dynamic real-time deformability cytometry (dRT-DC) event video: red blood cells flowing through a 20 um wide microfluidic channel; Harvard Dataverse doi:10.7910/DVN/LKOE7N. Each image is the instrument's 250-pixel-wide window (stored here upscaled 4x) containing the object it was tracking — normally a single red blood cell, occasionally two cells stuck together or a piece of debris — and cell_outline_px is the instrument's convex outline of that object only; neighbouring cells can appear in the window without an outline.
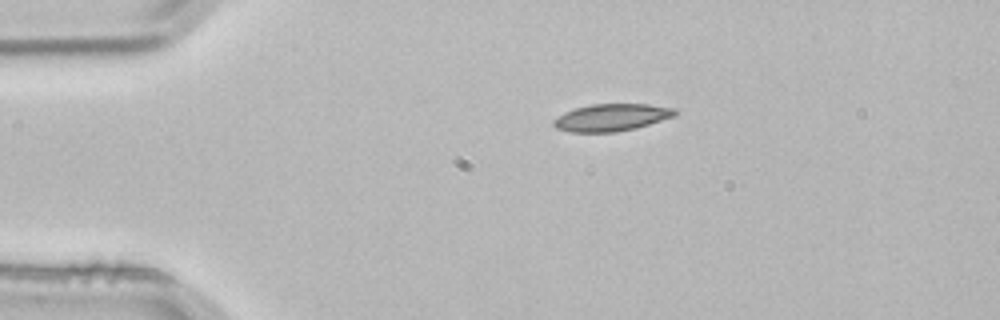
{"species": "common noctule bat (a hibernating species)", "species_latin": "Nyctalus noctula", "temperature_condition": "room temperature", "stored_images_in_passage": 2, "camera_frame_rate_fps": 3000, "um_per_image_px": 0.085, "animal": {"sex": "male", "body_mass_g": 21.5, "forearm_length_mm": 52.0}, "frame": {"image": 1, "passage_image": 1, "time_ms": 0.0, "image_size_px": [1000, 320], "cell_outline_px": [[676, 116], [636, 128], [616, 132], [572, 132], [556, 128], [552, 124], [552, 120], [556, 116], [564, 112], [576, 108], [592, 104], [648, 104], [676, 108]], "centroid_in_image_um": [51.97, 9.98], "position_along_channel_um": 33.0, "area_um2": 19.36}}